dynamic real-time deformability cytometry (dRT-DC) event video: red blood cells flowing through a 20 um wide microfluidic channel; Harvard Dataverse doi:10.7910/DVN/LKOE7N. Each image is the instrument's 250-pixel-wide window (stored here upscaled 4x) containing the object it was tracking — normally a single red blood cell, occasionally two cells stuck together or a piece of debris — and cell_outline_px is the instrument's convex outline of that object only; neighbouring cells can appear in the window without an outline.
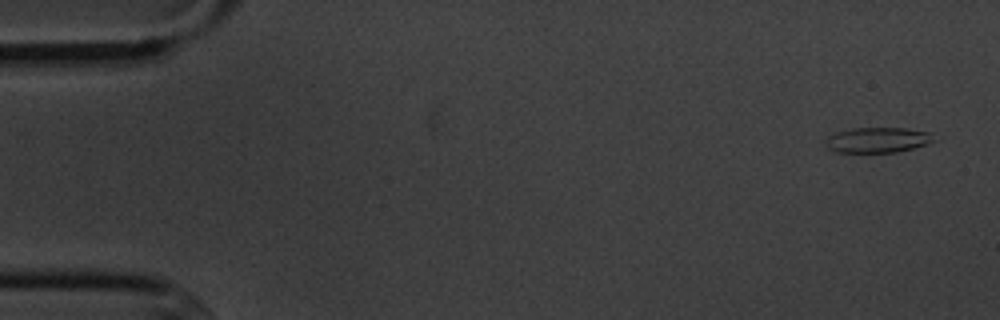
{"species": "common noctule bat (a hibernating species)", "species_latin": "Nyctalus noctula", "temperature_condition": "cold", "stored_images_in_passage": 6, "camera_frame_rate_fps": 3000, "um_per_image_px": 0.085, "animal": {"sex": "male", "body_mass_g": 20.1, "forearm_length_mm": 53.5}, "frame": {"image": 1, "passage_image": 1, "time_ms": 0.0, "image_size_px": [1000, 320], "cell_outline_px": [[940, 140], [928, 144], [896, 152], [836, 152], [828, 148], [824, 144], [824, 140], [828, 136], [836, 132], [852, 128], [904, 128], [932, 132]], "centroid_in_image_um": [74.65, 11.89], "position_along_channel_um": 10.3, "area_um2": 16.3}}
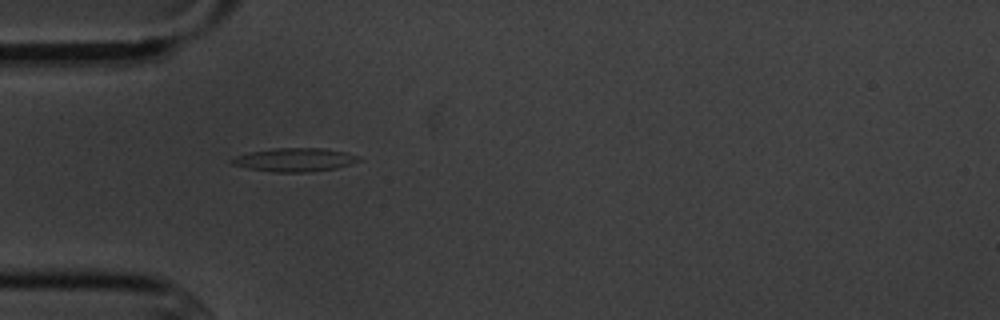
{"frame": {"image": 2, "passage_image": 5, "time_ms": 4.667, "image_size_px": [1000, 320], "cell_outline_px": [[360, 160], [352, 164], [336, 168], [308, 172], [276, 172], [248, 168], [232, 164], [228, 160], [236, 156], [248, 152], [276, 148], [324, 148], [344, 152], [356, 156]], "centroid_in_image_um": [25.01, 13.58], "position_along_channel_um": 60.0, "area_um2": 17.22}}
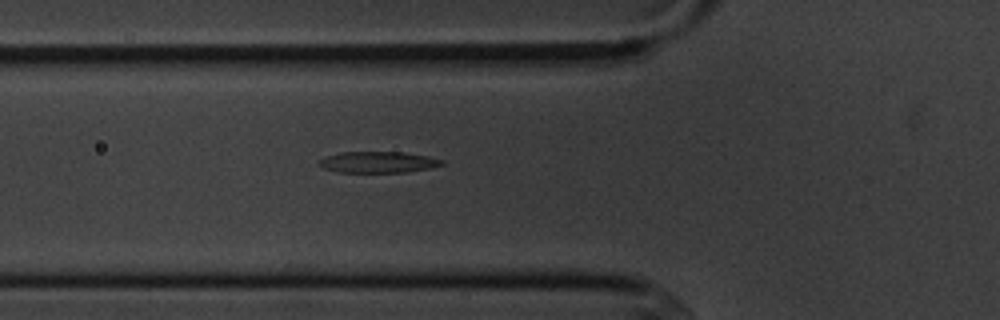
{"frame": {"image": 3, "passage_image": 6, "time_ms": 5.667, "image_size_px": [1000, 320], "cell_outline_px": [[444, 164], [428, 168], [408, 172], [340, 172], [324, 168], [316, 160], [324, 156], [340, 152], [404, 152], [428, 156], [444, 160]], "centroid_in_image_um": [32.12, 13.77], "position_along_channel_um": 93.7, "area_um2": 15.2}}